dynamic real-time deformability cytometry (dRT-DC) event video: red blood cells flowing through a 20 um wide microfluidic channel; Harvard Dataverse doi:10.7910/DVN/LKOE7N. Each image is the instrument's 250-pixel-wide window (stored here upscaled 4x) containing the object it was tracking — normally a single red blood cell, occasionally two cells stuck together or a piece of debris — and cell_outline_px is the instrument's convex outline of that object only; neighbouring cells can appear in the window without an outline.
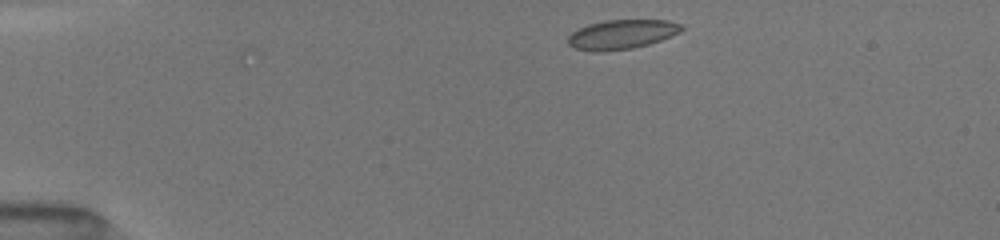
{"species": "common noctule bat (a hibernating species)", "species_latin": "Nyctalus noctula", "temperature_condition": "room temperature", "stored_images_in_passage": 32, "camera_frame_rate_fps": 3000, "um_per_image_px": 0.085, "animal": {"sex": "female", "body_mass_g": 19.5, "forearm_length_mm": 54.1}, "frame": {"image": 1, "passage_image": 1, "time_ms": 0.0, "image_size_px": [1000, 240], "cell_outline_px": [[684, 28], [680, 32], [660, 40], [648, 44], [632, 48], [600, 52], [596, 52], [576, 48], [568, 44], [568, 36], [572, 32], [588, 24], [604, 20], [668, 20], [680, 24]], "centroid_in_image_um": [52.84, 2.92], "position_along_channel_um": 32.2, "area_um2": 19.31}}
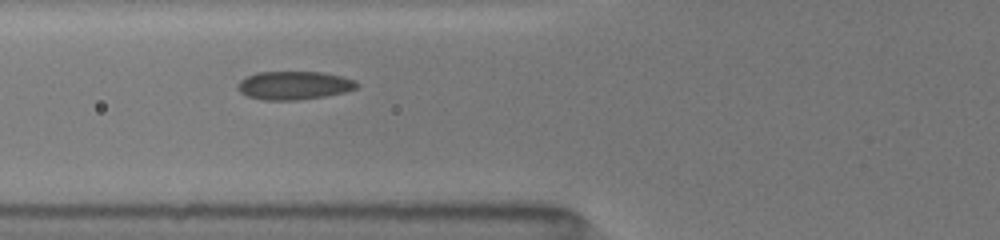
{"frame": {"image": 2, "passage_image": 15, "time_ms": 3.333, "image_size_px": [1000, 240], "cell_outline_px": [[360, 84], [356, 88], [344, 92], [324, 96], [296, 100], [264, 100], [248, 96], [240, 92], [236, 84], [240, 80], [256, 72], [320, 72], [340, 76], [356, 80]], "centroid_in_image_um": [24.98, 7.25], "position_along_channel_um": 100.8, "area_um2": 19.59}}
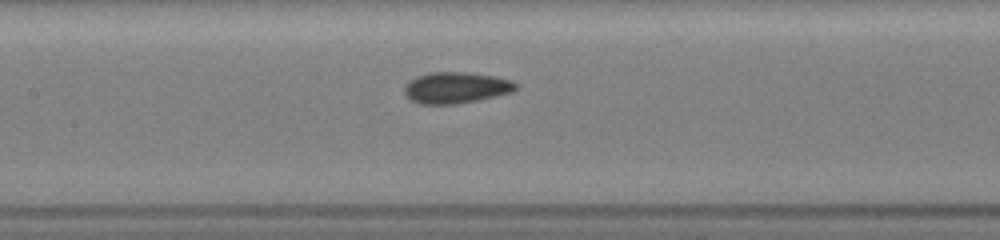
{"frame": {"image": 3, "passage_image": 24, "time_ms": 5.0, "image_size_px": [1000, 240], "cell_outline_px": [[520, 84], [512, 92], [476, 100], [456, 104], [420, 104], [412, 100], [404, 92], [404, 84], [408, 80], [416, 76], [428, 72], [468, 72], [492, 76], [512, 80]], "centroid_in_image_um": [38.73, 7.44], "position_along_channel_um": 168.7, "area_um2": 20.35}}